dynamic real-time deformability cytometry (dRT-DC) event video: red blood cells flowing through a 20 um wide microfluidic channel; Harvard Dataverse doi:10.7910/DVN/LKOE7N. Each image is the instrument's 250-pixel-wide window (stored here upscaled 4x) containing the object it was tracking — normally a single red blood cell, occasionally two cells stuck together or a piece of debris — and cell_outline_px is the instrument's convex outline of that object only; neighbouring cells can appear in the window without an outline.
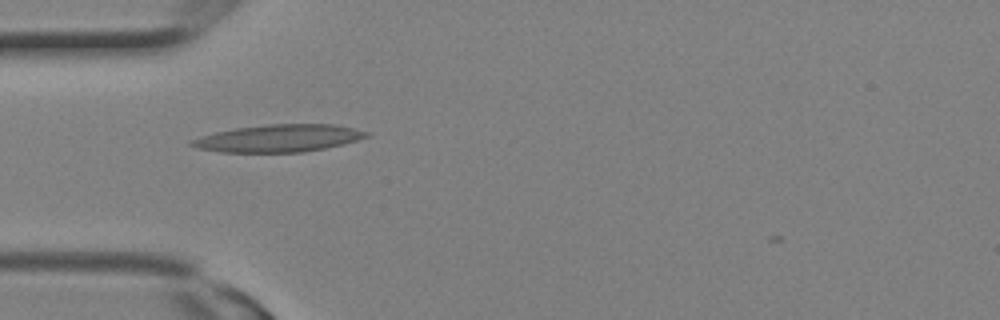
{"species": "Egyptian fruit bat (a non-hibernating species)", "species_latin": "Rousettus aegyptiacus", "temperature_condition": "room temperature", "stored_images_in_passage": 1, "camera_frame_rate_fps": 3000, "um_per_image_px": 0.085, "animal": {"sex": "female"}, "frame": {"image": 1, "passage_image": 1, "time_ms": 0.0, "image_size_px": [1000, 320], "cell_outline_px": [[372, 136], [344, 144], [304, 152], [220, 152], [196, 148], [188, 144], [188, 140], [200, 136], [216, 132], [236, 128], [268, 124], [336, 124], [356, 128], [372, 132]], "centroid_in_image_um": [23.73, 11.75], "position_along_channel_um": 61.3, "area_um2": 28.26}}